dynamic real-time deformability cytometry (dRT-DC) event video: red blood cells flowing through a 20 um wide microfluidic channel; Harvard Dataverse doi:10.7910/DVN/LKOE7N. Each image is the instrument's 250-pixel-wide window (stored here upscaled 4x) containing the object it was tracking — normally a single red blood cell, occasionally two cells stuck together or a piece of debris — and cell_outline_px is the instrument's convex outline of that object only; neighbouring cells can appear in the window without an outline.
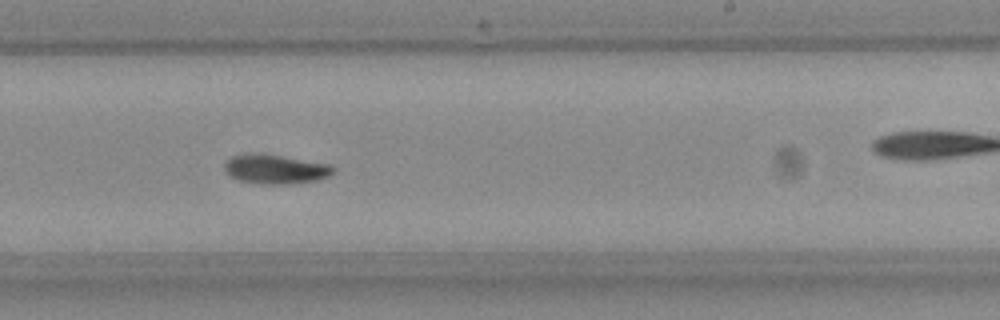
{"species": "Egyptian fruit bat (a non-hibernating species)", "species_latin": "Rousettus aegyptiacus", "temperature_condition": "room temperature", "stored_images_in_passage": 34, "camera_frame_rate_fps": 3000, "um_per_image_px": 0.085, "frame": {"image": 1, "passage_image": 25, "time_ms": 8.0, "image_size_px": [1000, 320], "cell_outline_px": [[336, 168], [328, 176], [316, 180], [288, 184], [264, 184], [240, 180], [228, 176], [224, 168], [224, 164], [232, 156], [280, 156], [328, 164]], "centroid_in_image_um": [23.43, 14.42], "position_along_channel_um": 265.6, "area_um2": 17.63}, "authors_computed_cell_mechanics": {"area_um2": 17.7735, "velocity_mm_per_s": 3.9358, "shape_relaxation_time_tau1_ms": 4.0511, "shape_relaxation_time_tau2_ms": null, "deformation_change_tau1": 0.1324, "deformation_change_tau2": null}}